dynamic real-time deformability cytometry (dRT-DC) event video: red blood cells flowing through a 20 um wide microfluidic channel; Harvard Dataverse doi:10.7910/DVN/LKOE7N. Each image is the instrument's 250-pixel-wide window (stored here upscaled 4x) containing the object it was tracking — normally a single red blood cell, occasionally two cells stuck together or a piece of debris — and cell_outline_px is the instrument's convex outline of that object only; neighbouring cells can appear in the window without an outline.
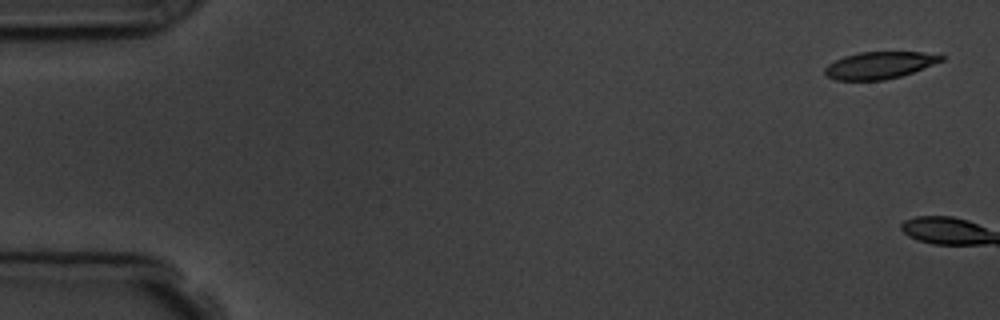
{"species": "common noctule bat (a hibernating species)", "species_latin": "Nyctalus noctula", "temperature_condition": "room temperature", "stored_images_in_passage": 2, "camera_frame_rate_fps": 3000, "um_per_image_px": 0.085, "animal": {"sex": "male", "body_mass_g": 19.5, "forearm_length_mm": 54.6}, "frame": {"image": 1, "passage_image": 1, "time_ms": 0.0, "image_size_px": [1000, 320], "cell_outline_px": [[944, 60], [912, 72], [900, 76], [884, 80], [836, 80], [828, 76], [824, 72], [824, 68], [828, 64], [844, 56], [860, 52], [920, 52], [944, 56]], "centroid_in_image_um": [74.72, 5.54], "position_along_channel_um": 10.3, "area_um2": 18.09}}